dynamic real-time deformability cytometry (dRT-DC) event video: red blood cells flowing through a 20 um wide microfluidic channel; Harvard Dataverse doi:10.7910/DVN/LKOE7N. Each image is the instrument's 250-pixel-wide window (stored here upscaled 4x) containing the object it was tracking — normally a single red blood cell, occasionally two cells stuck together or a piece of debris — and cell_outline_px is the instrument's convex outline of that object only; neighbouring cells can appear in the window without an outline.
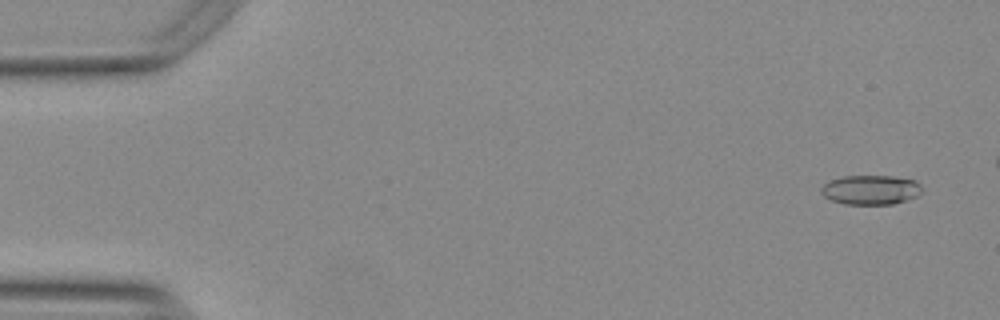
{"species": "Egyptian fruit bat (a non-hibernating species)", "species_latin": "Rousettus aegyptiacus", "temperature_condition": "warm", "stored_images_in_passage": 49, "camera_frame_rate_fps": 3000, "um_per_image_px": 0.085, "animal": {"sex": "female"}, "frame": {"image": 1, "passage_image": 3, "time_ms": 0.667, "image_size_px": [1000, 320], "cell_outline_px": [[920, 192], [916, 196], [892, 204], [844, 204], [832, 200], [824, 196], [820, 192], [820, 188], [828, 180], [844, 176], [892, 176], [916, 180], [920, 184]], "centroid_in_image_um": [73.96, 16.12], "position_along_channel_um": 11.0, "area_um2": 17.22}}
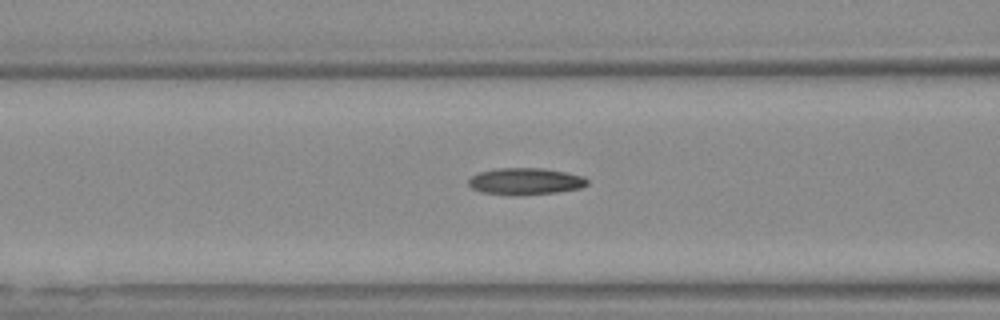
{"frame": {"image": 2, "passage_image": 22, "time_ms": 7.0, "image_size_px": [1000, 320], "cell_outline_px": [[588, 184], [580, 188], [556, 192], [512, 196], [508, 196], [484, 192], [472, 188], [468, 184], [468, 180], [472, 176], [480, 172], [496, 168], [544, 168], [584, 176], [588, 180]], "centroid_in_image_um": [44.65, 15.41], "position_along_channel_um": 121.9, "area_um2": 18.55}}
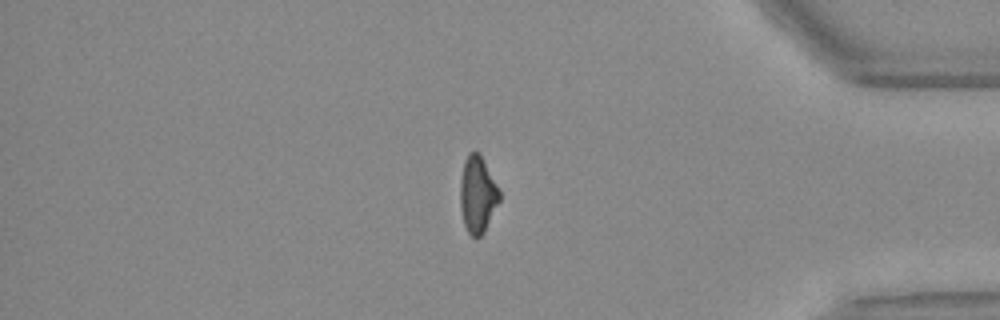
{"frame": {"image": 3, "passage_image": 46, "time_ms": 15.0, "image_size_px": [1000, 320], "cell_outline_px": [[500, 200], [484, 232], [480, 236], [472, 236], [468, 232], [464, 224], [460, 204], [460, 180], [464, 160], [468, 152], [480, 152], [500, 192]], "centroid_in_image_um": [40.58, 16.5], "position_along_channel_um": 394.6, "area_um2": 17.46}, "authors_computed_cell_mechanics": {"area_um2": 17.7446, "velocity_mm_per_s": 3.7787, "shape_relaxation_time_tau1_ms": 10.907, "shape_relaxation_time_tau2_ms": 4.667, "deformation_change_tau1": 0.2636, "deformation_change_tau2": 0.1355}}